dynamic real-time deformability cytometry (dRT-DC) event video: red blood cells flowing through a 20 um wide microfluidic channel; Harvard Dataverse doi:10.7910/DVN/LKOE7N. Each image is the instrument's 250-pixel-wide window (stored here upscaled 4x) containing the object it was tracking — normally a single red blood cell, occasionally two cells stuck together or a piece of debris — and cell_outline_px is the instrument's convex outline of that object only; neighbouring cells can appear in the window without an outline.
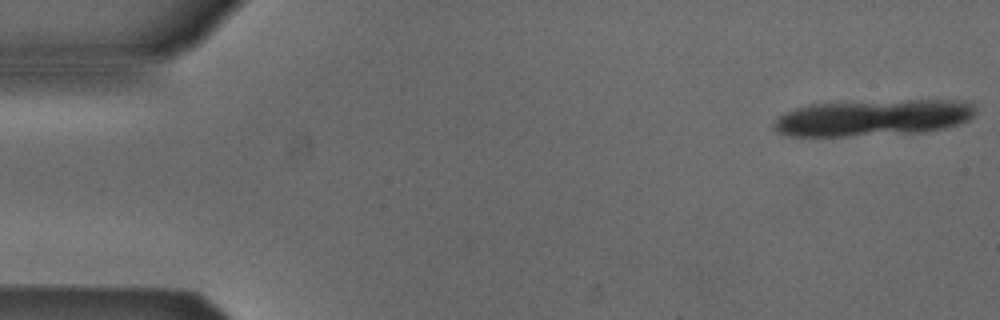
{"species": "Egyptian fruit bat (a non-hibernating species)", "species_latin": "Rousettus aegyptiacus", "temperature_condition": "cold", "stored_images_in_passage": 19, "camera_frame_rate_fps": 3000, "um_per_image_px": 0.085, "animal": {"sex": "male"}, "frame": {"image": 1, "passage_image": 1, "time_ms": 0.0, "image_size_px": [1000, 320], "cell_outline_px": [[972, 116], [968, 120], [944, 128], [924, 132], [848, 136], [792, 136], [780, 132], [776, 128], [776, 120], [780, 116], [792, 108], [808, 104], [908, 100], [952, 100], [972, 104]], "centroid_in_image_um": [74.18, 10.01], "position_along_channel_um": 10.8, "area_um2": 42.08}}
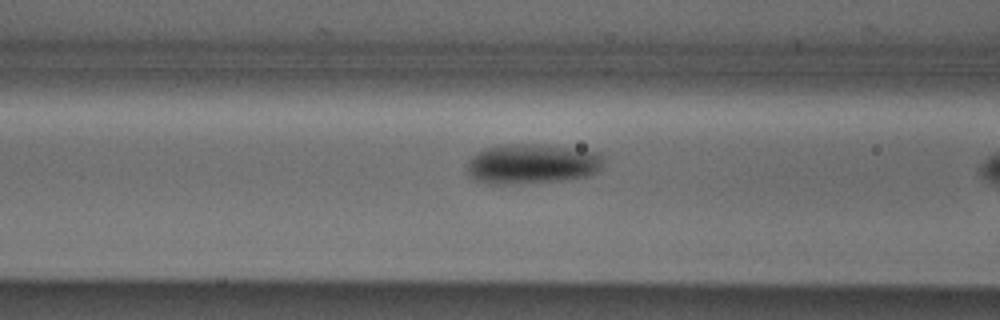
{"frame": {"image": 2, "passage_image": 18, "time_ms": 5.667, "image_size_px": [1000, 320], "cell_outline_px": [[604, 156], [600, 168], [596, 172], [588, 176], [560, 180], [496, 184], [488, 184], [476, 180], [468, 172], [468, 160], [476, 152], [484, 148], [504, 144], [536, 144], [600, 152]], "centroid_in_image_um": [45.21, 13.91], "position_along_channel_um": 121.4, "area_um2": 31.44}}